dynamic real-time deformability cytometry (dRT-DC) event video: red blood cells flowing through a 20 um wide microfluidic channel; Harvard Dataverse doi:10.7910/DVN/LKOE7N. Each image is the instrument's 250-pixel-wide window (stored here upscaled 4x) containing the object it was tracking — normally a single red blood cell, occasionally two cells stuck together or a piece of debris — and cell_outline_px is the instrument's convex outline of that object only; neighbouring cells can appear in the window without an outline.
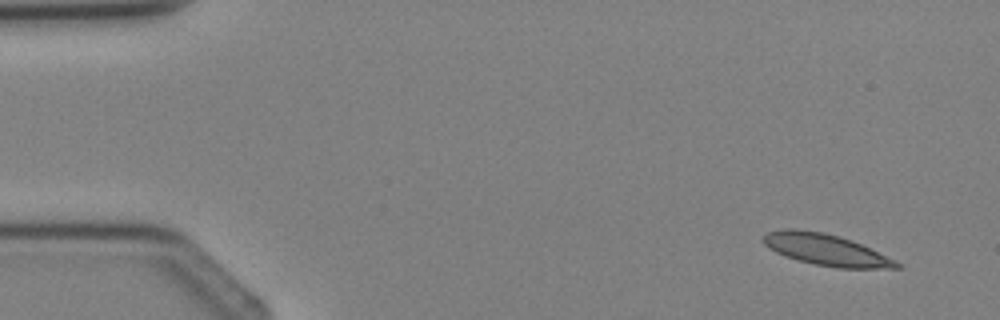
{"species": "Egyptian fruit bat (a non-hibernating species)", "species_latin": "Rousettus aegyptiacus", "temperature_condition": "cold", "stored_images_in_passage": 4, "camera_frame_rate_fps": 3000, "um_per_image_px": 0.085, "animal": {"sex": "female"}, "frame": {"image": 1, "passage_image": 1, "time_ms": 0.0, "image_size_px": [1000, 320], "cell_outline_px": [[904, 268], [836, 268], [816, 264], [784, 256], [768, 248], [760, 240], [768, 232], [784, 228], [796, 228], [824, 232], [840, 236], [852, 240], [896, 260]], "centroid_in_image_um": [70.19, 21.21], "position_along_channel_um": 14.8, "area_um2": 24.51}}
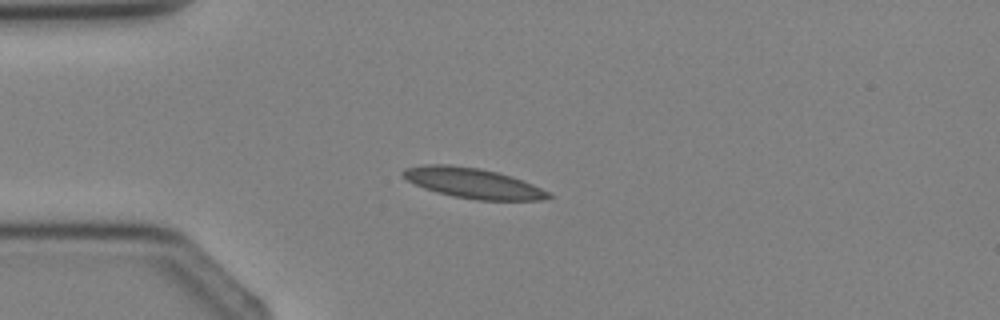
{"frame": {"image": 2, "passage_image": 3, "time_ms": 2.333, "image_size_px": [1000, 320], "cell_outline_px": [[552, 196], [544, 200], [476, 200], [452, 196], [436, 192], [424, 188], [408, 180], [400, 172], [404, 168], [424, 164], [448, 164], [480, 168], [512, 176], [532, 184], [548, 192]], "centroid_in_image_um": [40.17, 15.56], "position_along_channel_um": 44.8, "area_um2": 25.55}}
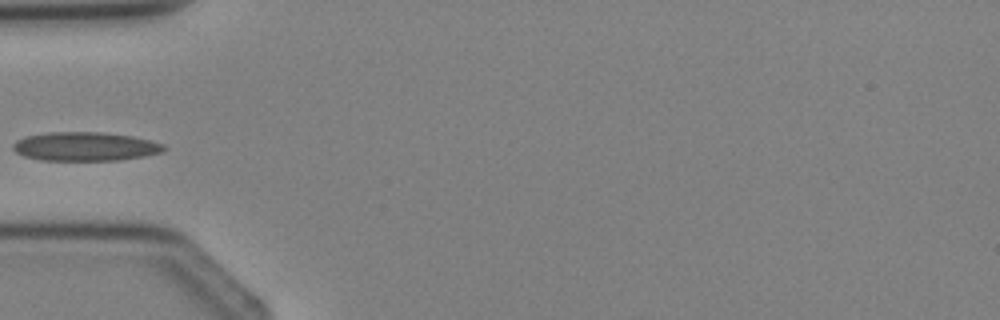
{"frame": {"image": 3, "passage_image": 4, "time_ms": 3.333, "image_size_px": [1000, 320], "cell_outline_px": [[168, 148], [164, 152], [144, 156], [120, 160], [40, 160], [24, 156], [16, 152], [12, 148], [12, 144], [16, 140], [24, 136], [48, 132], [100, 132], [132, 136], [164, 144]], "centroid_in_image_um": [7.23, 12.45], "position_along_channel_um": 77.8, "area_um2": 25.49}}